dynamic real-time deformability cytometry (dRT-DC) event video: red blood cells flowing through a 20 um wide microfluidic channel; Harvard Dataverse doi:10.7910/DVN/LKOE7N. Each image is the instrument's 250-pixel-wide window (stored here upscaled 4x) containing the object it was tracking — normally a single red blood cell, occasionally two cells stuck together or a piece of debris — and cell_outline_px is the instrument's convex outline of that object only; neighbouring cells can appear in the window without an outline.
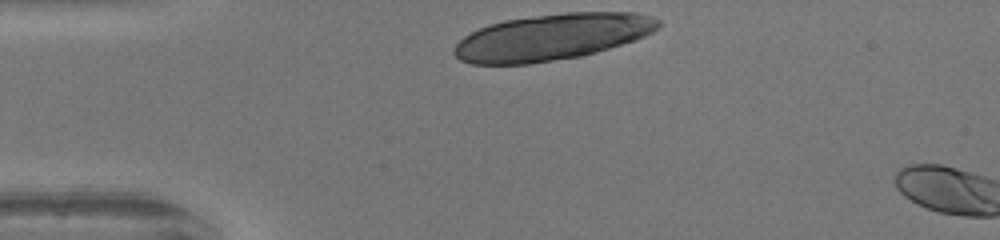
{"species": "human", "species_latin": "Homo sapiens", "temperature_condition": "warm", "stored_images_in_passage": 4, "camera_frame_rate_fps": 3000, "um_per_image_px": 0.085, "donor": {"sex": "female"}, "frame": {"image": 1, "passage_image": 1, "time_ms": 0.0, "image_size_px": [1000, 240], "cell_outline_px": [[660, 24], [652, 32], [636, 40], [596, 52], [580, 56], [528, 64], [472, 64], [460, 60], [452, 52], [452, 48], [464, 36], [488, 24], [504, 20], [564, 12], [636, 12], [652, 16], [660, 20]], "centroid_in_image_um": [46.92, 3.14], "position_along_channel_um": 38.1, "area_um2": 55.14}}